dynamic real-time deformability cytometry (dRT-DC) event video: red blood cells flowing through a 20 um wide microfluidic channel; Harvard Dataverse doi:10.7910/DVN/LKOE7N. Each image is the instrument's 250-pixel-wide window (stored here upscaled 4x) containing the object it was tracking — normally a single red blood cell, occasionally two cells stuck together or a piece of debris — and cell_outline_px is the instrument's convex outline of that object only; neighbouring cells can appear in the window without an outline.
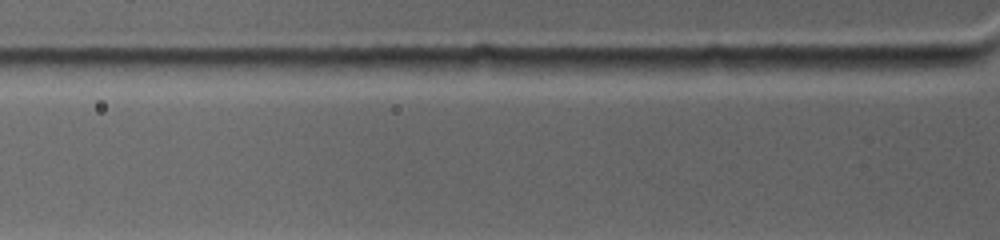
{"species": "common noctule bat (a hibernating species)", "species_latin": "Nyctalus noctula", "temperature_condition": "warm", "stored_images_in_passage": 2, "camera_frame_rate_fps": 4500, "um_per_image_px": 0.085, "animal": {"sex": "female", "body_mass_g": 19.0, "forearm_length_mm": 53.3}, "frame": {"image": 1, "passage_image": 2, "time_ms": 0.222, "image_size_px": [1000, 240], "cell_outline_px": [[972, 60], [968, 64], [940, 68], [880, 76], [840, 68], [848, 56], [964, 56]], "centroid_in_image_um": [76.54, 5.42], "position_along_channel_um": 49.3, "area_um2": 13.29}}